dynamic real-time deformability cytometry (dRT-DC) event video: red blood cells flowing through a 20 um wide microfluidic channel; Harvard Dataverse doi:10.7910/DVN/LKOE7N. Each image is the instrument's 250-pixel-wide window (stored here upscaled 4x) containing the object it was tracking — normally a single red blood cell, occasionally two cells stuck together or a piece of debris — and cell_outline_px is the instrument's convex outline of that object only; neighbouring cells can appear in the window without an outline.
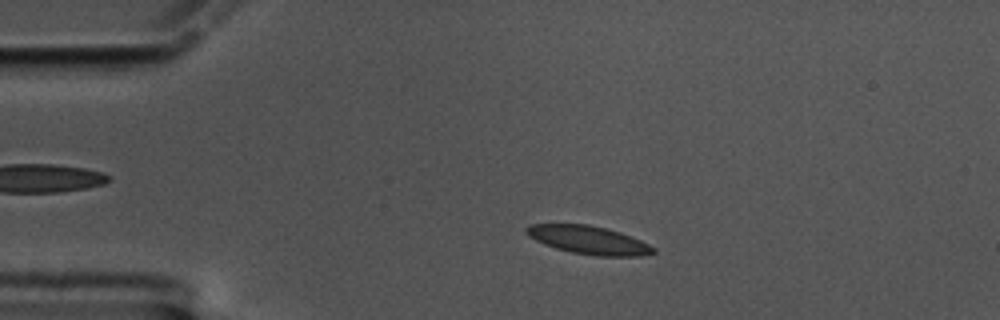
{"species": "common noctule bat (a hibernating species)", "species_latin": "Nyctalus noctula", "temperature_condition": "cold", "stored_images_in_passage": 50, "camera_frame_rate_fps": 3000, "um_per_image_px": 0.085, "animal": {"sex": "male", "body_mass_g": 17.5, "forearm_length_mm": 52.3}, "frame": {"image": 1, "passage_image": 3, "time_ms": 0.667, "image_size_px": [1000, 320], "cell_outline_px": [[656, 252], [640, 256], [596, 256], [572, 252], [556, 248], [544, 244], [528, 236], [524, 232], [524, 228], [528, 224], [588, 224], [620, 232], [640, 240], [656, 248]], "centroid_in_image_um": [50.0, 20.4], "position_along_channel_um": 35.0, "area_um2": 20.87}}
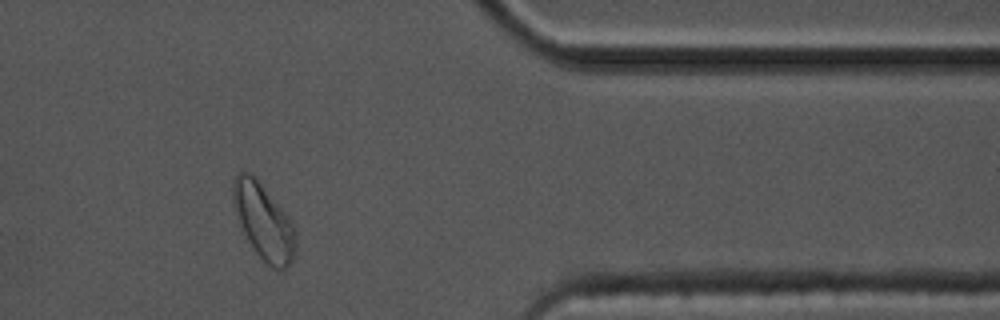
{"frame": {"image": 2, "passage_image": 40, "time_ms": 13.0, "image_size_px": [1000, 320], "cell_outline_px": [[296, 244], [292, 260], [284, 268], [272, 268], [252, 248], [240, 224], [232, 196], [232, 184], [236, 176], [240, 172], [248, 172], [256, 176], [292, 220], [296, 228]], "centroid_in_image_um": [22.43, 18.79], "position_along_channel_um": 389.0, "area_um2": 27.46}}
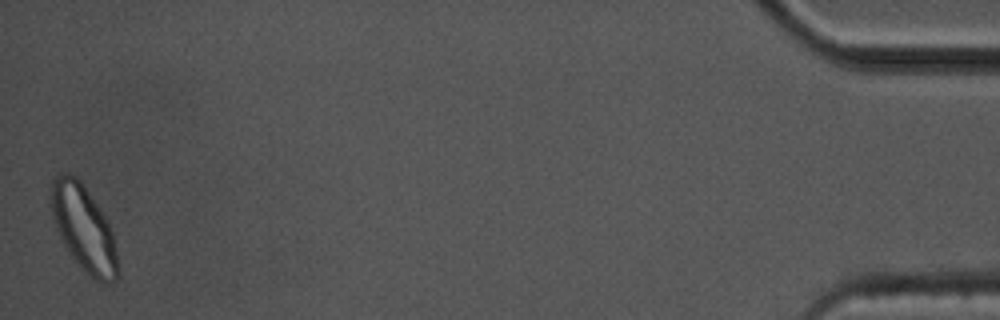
{"frame": {"image": 3, "passage_image": 50, "time_ms": 16.333, "image_size_px": [1000, 320], "cell_outline_px": [[120, 272], [116, 280], [112, 284], [108, 284], [96, 280], [72, 256], [60, 240], [52, 216], [52, 180], [56, 176], [64, 172], [68, 172], [76, 176], [80, 180], [104, 216], [112, 232], [120, 268]], "centroid_in_image_um": [7.14, 19.43], "position_along_channel_um": 428.1, "area_um2": 32.83}, "authors_computed_cell_mechanics": {"area_um2": 20.808, "velocity_mm_per_s": 3.3421, "shape_relaxation_time_tau1_ms": null, "shape_relaxation_time_tau2_ms": 2.0472, "deformation_change_tau1": null, "deformation_change_tau2": 0.0658}}